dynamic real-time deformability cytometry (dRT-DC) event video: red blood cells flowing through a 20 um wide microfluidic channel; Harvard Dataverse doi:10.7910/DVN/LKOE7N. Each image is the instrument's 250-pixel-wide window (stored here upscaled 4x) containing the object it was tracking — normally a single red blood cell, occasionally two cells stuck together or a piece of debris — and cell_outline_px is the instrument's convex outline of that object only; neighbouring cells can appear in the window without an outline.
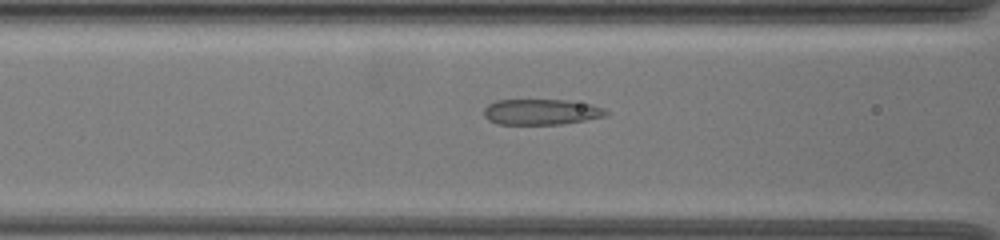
{"species": "common noctule bat (a hibernating species)", "species_latin": "Nyctalus noctula", "temperature_condition": "warm", "stored_images_in_passage": 29, "camera_frame_rate_fps": 3000, "um_per_image_px": 0.085, "animal": {"sex": "female", "body_mass_g": 19.5, "forearm_length_mm": 54.1}, "frame": {"image": 1, "passage_image": 3, "time_ms": 0.667, "image_size_px": [1000, 240], "cell_outline_px": [[608, 116], [560, 124], [496, 124], [488, 120], [484, 116], [484, 108], [488, 104], [496, 100], [564, 100], [592, 104], [604, 108], [608, 112]], "centroid_in_image_um": [45.99, 9.51], "position_along_channel_um": 120.6, "area_um2": 18.32}}
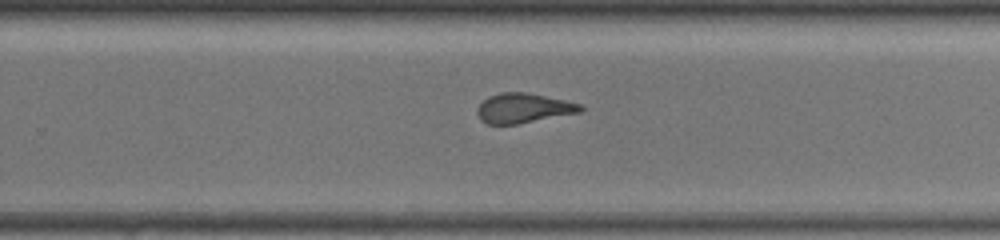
{"frame": {"image": 2, "passage_image": 17, "time_ms": 5.333, "image_size_px": [1000, 240], "cell_outline_px": [[584, 108], [580, 112], [516, 124], [488, 124], [480, 120], [476, 112], [476, 108], [488, 96], [500, 92], [528, 92], [564, 100], [580, 104]], "centroid_in_image_um": [44.44, 9.18], "position_along_channel_um": 285.4, "area_um2": 17.8}}
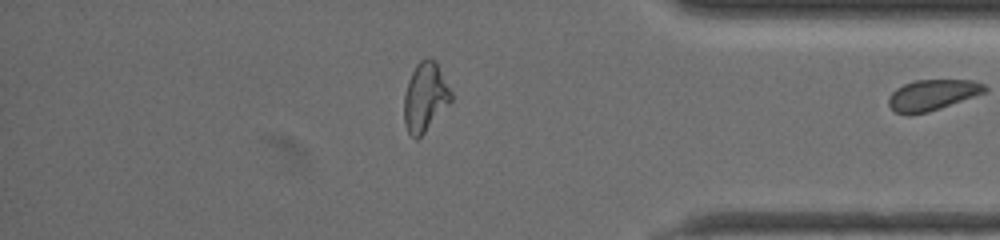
{"frame": {"image": 3, "passage_image": 28, "time_ms": 9.0, "image_size_px": [1000, 240], "cell_outline_px": [[452, 100], [424, 132], [416, 140], [408, 132], [404, 124], [404, 96], [408, 80], [416, 64], [424, 56], [428, 56], [436, 60], [452, 92]], "centroid_in_image_um": [36.13, 8.19], "position_along_channel_um": 399.1, "area_um2": 18.96}}